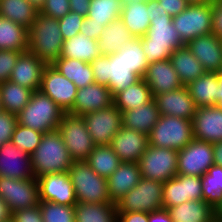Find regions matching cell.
I'll return each instance as SVG.
<instances>
[{"label": "cell", "mask_w": 222, "mask_h": 222, "mask_svg": "<svg viewBox=\"0 0 222 222\" xmlns=\"http://www.w3.org/2000/svg\"><path fill=\"white\" fill-rule=\"evenodd\" d=\"M0 50L28 51V28L0 16Z\"/></svg>", "instance_id": "35"}, {"label": "cell", "mask_w": 222, "mask_h": 222, "mask_svg": "<svg viewBox=\"0 0 222 222\" xmlns=\"http://www.w3.org/2000/svg\"><path fill=\"white\" fill-rule=\"evenodd\" d=\"M110 146L121 162H139L149 146L148 135L122 126Z\"/></svg>", "instance_id": "20"}, {"label": "cell", "mask_w": 222, "mask_h": 222, "mask_svg": "<svg viewBox=\"0 0 222 222\" xmlns=\"http://www.w3.org/2000/svg\"><path fill=\"white\" fill-rule=\"evenodd\" d=\"M85 161L99 176L105 178L111 176L122 163L110 145H95Z\"/></svg>", "instance_id": "40"}, {"label": "cell", "mask_w": 222, "mask_h": 222, "mask_svg": "<svg viewBox=\"0 0 222 222\" xmlns=\"http://www.w3.org/2000/svg\"><path fill=\"white\" fill-rule=\"evenodd\" d=\"M12 222H44L39 205L12 212Z\"/></svg>", "instance_id": "50"}, {"label": "cell", "mask_w": 222, "mask_h": 222, "mask_svg": "<svg viewBox=\"0 0 222 222\" xmlns=\"http://www.w3.org/2000/svg\"><path fill=\"white\" fill-rule=\"evenodd\" d=\"M0 197L12 212L39 205L36 178L14 179L0 176Z\"/></svg>", "instance_id": "12"}, {"label": "cell", "mask_w": 222, "mask_h": 222, "mask_svg": "<svg viewBox=\"0 0 222 222\" xmlns=\"http://www.w3.org/2000/svg\"><path fill=\"white\" fill-rule=\"evenodd\" d=\"M83 118L95 145H110L112 138L122 127V113L114 105L86 113Z\"/></svg>", "instance_id": "14"}, {"label": "cell", "mask_w": 222, "mask_h": 222, "mask_svg": "<svg viewBox=\"0 0 222 222\" xmlns=\"http://www.w3.org/2000/svg\"><path fill=\"white\" fill-rule=\"evenodd\" d=\"M178 151L149 145L139 160L141 177L161 183L177 175Z\"/></svg>", "instance_id": "11"}, {"label": "cell", "mask_w": 222, "mask_h": 222, "mask_svg": "<svg viewBox=\"0 0 222 222\" xmlns=\"http://www.w3.org/2000/svg\"><path fill=\"white\" fill-rule=\"evenodd\" d=\"M100 55L98 40L87 38L79 33L72 38L64 40L59 58H71L91 63Z\"/></svg>", "instance_id": "32"}, {"label": "cell", "mask_w": 222, "mask_h": 222, "mask_svg": "<svg viewBox=\"0 0 222 222\" xmlns=\"http://www.w3.org/2000/svg\"><path fill=\"white\" fill-rule=\"evenodd\" d=\"M47 64L30 51L22 52L12 70L10 81L34 91H39L42 74Z\"/></svg>", "instance_id": "23"}, {"label": "cell", "mask_w": 222, "mask_h": 222, "mask_svg": "<svg viewBox=\"0 0 222 222\" xmlns=\"http://www.w3.org/2000/svg\"><path fill=\"white\" fill-rule=\"evenodd\" d=\"M75 222H117L115 203H77Z\"/></svg>", "instance_id": "38"}, {"label": "cell", "mask_w": 222, "mask_h": 222, "mask_svg": "<svg viewBox=\"0 0 222 222\" xmlns=\"http://www.w3.org/2000/svg\"><path fill=\"white\" fill-rule=\"evenodd\" d=\"M0 176L14 179L34 178L31 155L11 141L0 146Z\"/></svg>", "instance_id": "18"}, {"label": "cell", "mask_w": 222, "mask_h": 222, "mask_svg": "<svg viewBox=\"0 0 222 222\" xmlns=\"http://www.w3.org/2000/svg\"><path fill=\"white\" fill-rule=\"evenodd\" d=\"M122 0H91L88 18L106 27L110 22L120 18Z\"/></svg>", "instance_id": "41"}, {"label": "cell", "mask_w": 222, "mask_h": 222, "mask_svg": "<svg viewBox=\"0 0 222 222\" xmlns=\"http://www.w3.org/2000/svg\"><path fill=\"white\" fill-rule=\"evenodd\" d=\"M42 135L43 133L41 132L17 123L11 142L21 150L31 155L39 146Z\"/></svg>", "instance_id": "45"}, {"label": "cell", "mask_w": 222, "mask_h": 222, "mask_svg": "<svg viewBox=\"0 0 222 222\" xmlns=\"http://www.w3.org/2000/svg\"><path fill=\"white\" fill-rule=\"evenodd\" d=\"M138 162H122L107 178L108 193L111 201L116 203L127 192L133 189L141 179Z\"/></svg>", "instance_id": "26"}, {"label": "cell", "mask_w": 222, "mask_h": 222, "mask_svg": "<svg viewBox=\"0 0 222 222\" xmlns=\"http://www.w3.org/2000/svg\"><path fill=\"white\" fill-rule=\"evenodd\" d=\"M44 222H75L74 206L39 200Z\"/></svg>", "instance_id": "44"}, {"label": "cell", "mask_w": 222, "mask_h": 222, "mask_svg": "<svg viewBox=\"0 0 222 222\" xmlns=\"http://www.w3.org/2000/svg\"><path fill=\"white\" fill-rule=\"evenodd\" d=\"M68 173L77 203H113L108 193L107 178L99 176L85 160L73 161Z\"/></svg>", "instance_id": "6"}, {"label": "cell", "mask_w": 222, "mask_h": 222, "mask_svg": "<svg viewBox=\"0 0 222 222\" xmlns=\"http://www.w3.org/2000/svg\"><path fill=\"white\" fill-rule=\"evenodd\" d=\"M193 138L210 144L222 141V108L199 107L192 120Z\"/></svg>", "instance_id": "19"}, {"label": "cell", "mask_w": 222, "mask_h": 222, "mask_svg": "<svg viewBox=\"0 0 222 222\" xmlns=\"http://www.w3.org/2000/svg\"><path fill=\"white\" fill-rule=\"evenodd\" d=\"M77 90L74 82L59 73L52 64L44 68L40 91L50 97L65 113L73 108Z\"/></svg>", "instance_id": "15"}, {"label": "cell", "mask_w": 222, "mask_h": 222, "mask_svg": "<svg viewBox=\"0 0 222 222\" xmlns=\"http://www.w3.org/2000/svg\"><path fill=\"white\" fill-rule=\"evenodd\" d=\"M189 4H204V3H210L214 0H187Z\"/></svg>", "instance_id": "63"}, {"label": "cell", "mask_w": 222, "mask_h": 222, "mask_svg": "<svg viewBox=\"0 0 222 222\" xmlns=\"http://www.w3.org/2000/svg\"><path fill=\"white\" fill-rule=\"evenodd\" d=\"M69 12V0H46L39 10V13L54 19L62 18Z\"/></svg>", "instance_id": "48"}, {"label": "cell", "mask_w": 222, "mask_h": 222, "mask_svg": "<svg viewBox=\"0 0 222 222\" xmlns=\"http://www.w3.org/2000/svg\"><path fill=\"white\" fill-rule=\"evenodd\" d=\"M63 42L58 19L38 12L28 29V51L51 65L60 57Z\"/></svg>", "instance_id": "3"}, {"label": "cell", "mask_w": 222, "mask_h": 222, "mask_svg": "<svg viewBox=\"0 0 222 222\" xmlns=\"http://www.w3.org/2000/svg\"><path fill=\"white\" fill-rule=\"evenodd\" d=\"M203 201L213 208L222 199V166L212 165L201 177Z\"/></svg>", "instance_id": "42"}, {"label": "cell", "mask_w": 222, "mask_h": 222, "mask_svg": "<svg viewBox=\"0 0 222 222\" xmlns=\"http://www.w3.org/2000/svg\"><path fill=\"white\" fill-rule=\"evenodd\" d=\"M153 98L150 87L143 78H140L134 84L116 93L113 96V105L121 112L129 111L148 104Z\"/></svg>", "instance_id": "33"}, {"label": "cell", "mask_w": 222, "mask_h": 222, "mask_svg": "<svg viewBox=\"0 0 222 222\" xmlns=\"http://www.w3.org/2000/svg\"><path fill=\"white\" fill-rule=\"evenodd\" d=\"M173 222H215L214 208L203 200H191L166 209Z\"/></svg>", "instance_id": "30"}, {"label": "cell", "mask_w": 222, "mask_h": 222, "mask_svg": "<svg viewBox=\"0 0 222 222\" xmlns=\"http://www.w3.org/2000/svg\"><path fill=\"white\" fill-rule=\"evenodd\" d=\"M186 87L197 108L216 106L219 92L217 72L206 71Z\"/></svg>", "instance_id": "27"}, {"label": "cell", "mask_w": 222, "mask_h": 222, "mask_svg": "<svg viewBox=\"0 0 222 222\" xmlns=\"http://www.w3.org/2000/svg\"><path fill=\"white\" fill-rule=\"evenodd\" d=\"M162 9H164L170 16L174 17L184 11L189 3L187 0H157Z\"/></svg>", "instance_id": "53"}, {"label": "cell", "mask_w": 222, "mask_h": 222, "mask_svg": "<svg viewBox=\"0 0 222 222\" xmlns=\"http://www.w3.org/2000/svg\"><path fill=\"white\" fill-rule=\"evenodd\" d=\"M91 0H69L70 11L87 16Z\"/></svg>", "instance_id": "55"}, {"label": "cell", "mask_w": 222, "mask_h": 222, "mask_svg": "<svg viewBox=\"0 0 222 222\" xmlns=\"http://www.w3.org/2000/svg\"><path fill=\"white\" fill-rule=\"evenodd\" d=\"M212 2L189 4L188 7L174 16L172 23L186 45L196 37L212 33Z\"/></svg>", "instance_id": "10"}, {"label": "cell", "mask_w": 222, "mask_h": 222, "mask_svg": "<svg viewBox=\"0 0 222 222\" xmlns=\"http://www.w3.org/2000/svg\"><path fill=\"white\" fill-rule=\"evenodd\" d=\"M186 46L207 72L222 69V39L210 33L196 37Z\"/></svg>", "instance_id": "24"}, {"label": "cell", "mask_w": 222, "mask_h": 222, "mask_svg": "<svg viewBox=\"0 0 222 222\" xmlns=\"http://www.w3.org/2000/svg\"><path fill=\"white\" fill-rule=\"evenodd\" d=\"M148 222H173L166 209L148 213Z\"/></svg>", "instance_id": "57"}, {"label": "cell", "mask_w": 222, "mask_h": 222, "mask_svg": "<svg viewBox=\"0 0 222 222\" xmlns=\"http://www.w3.org/2000/svg\"><path fill=\"white\" fill-rule=\"evenodd\" d=\"M214 221L222 222V199L221 201L214 207Z\"/></svg>", "instance_id": "61"}, {"label": "cell", "mask_w": 222, "mask_h": 222, "mask_svg": "<svg viewBox=\"0 0 222 222\" xmlns=\"http://www.w3.org/2000/svg\"><path fill=\"white\" fill-rule=\"evenodd\" d=\"M201 177L179 175L163 183V209L191 200H203Z\"/></svg>", "instance_id": "16"}, {"label": "cell", "mask_w": 222, "mask_h": 222, "mask_svg": "<svg viewBox=\"0 0 222 222\" xmlns=\"http://www.w3.org/2000/svg\"><path fill=\"white\" fill-rule=\"evenodd\" d=\"M213 157L216 165L222 166V141L212 144Z\"/></svg>", "instance_id": "59"}, {"label": "cell", "mask_w": 222, "mask_h": 222, "mask_svg": "<svg viewBox=\"0 0 222 222\" xmlns=\"http://www.w3.org/2000/svg\"><path fill=\"white\" fill-rule=\"evenodd\" d=\"M149 145L182 150L193 138L192 121L175 116L160 115L148 135Z\"/></svg>", "instance_id": "7"}, {"label": "cell", "mask_w": 222, "mask_h": 222, "mask_svg": "<svg viewBox=\"0 0 222 222\" xmlns=\"http://www.w3.org/2000/svg\"><path fill=\"white\" fill-rule=\"evenodd\" d=\"M133 39L134 36L128 31L123 21L118 18L104 28L98 39L99 50L102 55H110L119 51Z\"/></svg>", "instance_id": "34"}, {"label": "cell", "mask_w": 222, "mask_h": 222, "mask_svg": "<svg viewBox=\"0 0 222 222\" xmlns=\"http://www.w3.org/2000/svg\"><path fill=\"white\" fill-rule=\"evenodd\" d=\"M34 178L68 172L73 162L58 130L43 133L39 146L31 154Z\"/></svg>", "instance_id": "2"}, {"label": "cell", "mask_w": 222, "mask_h": 222, "mask_svg": "<svg viewBox=\"0 0 222 222\" xmlns=\"http://www.w3.org/2000/svg\"><path fill=\"white\" fill-rule=\"evenodd\" d=\"M90 64L95 83L107 86L112 96L140 79L125 62V51L101 54Z\"/></svg>", "instance_id": "4"}, {"label": "cell", "mask_w": 222, "mask_h": 222, "mask_svg": "<svg viewBox=\"0 0 222 222\" xmlns=\"http://www.w3.org/2000/svg\"><path fill=\"white\" fill-rule=\"evenodd\" d=\"M121 113L122 126L147 135H149L160 117L154 98L148 104Z\"/></svg>", "instance_id": "28"}, {"label": "cell", "mask_w": 222, "mask_h": 222, "mask_svg": "<svg viewBox=\"0 0 222 222\" xmlns=\"http://www.w3.org/2000/svg\"><path fill=\"white\" fill-rule=\"evenodd\" d=\"M111 105H113V96L109 88L92 83L77 90L73 108L68 113L83 116L89 112L106 109Z\"/></svg>", "instance_id": "21"}, {"label": "cell", "mask_w": 222, "mask_h": 222, "mask_svg": "<svg viewBox=\"0 0 222 222\" xmlns=\"http://www.w3.org/2000/svg\"><path fill=\"white\" fill-rule=\"evenodd\" d=\"M173 17H153L147 33L141 37V46L148 64L169 59L172 53L185 44L172 23Z\"/></svg>", "instance_id": "1"}, {"label": "cell", "mask_w": 222, "mask_h": 222, "mask_svg": "<svg viewBox=\"0 0 222 222\" xmlns=\"http://www.w3.org/2000/svg\"><path fill=\"white\" fill-rule=\"evenodd\" d=\"M143 80L150 87L153 97L183 87L169 59L149 64Z\"/></svg>", "instance_id": "25"}, {"label": "cell", "mask_w": 222, "mask_h": 222, "mask_svg": "<svg viewBox=\"0 0 222 222\" xmlns=\"http://www.w3.org/2000/svg\"><path fill=\"white\" fill-rule=\"evenodd\" d=\"M21 51L0 50V84L10 79Z\"/></svg>", "instance_id": "47"}, {"label": "cell", "mask_w": 222, "mask_h": 222, "mask_svg": "<svg viewBox=\"0 0 222 222\" xmlns=\"http://www.w3.org/2000/svg\"><path fill=\"white\" fill-rule=\"evenodd\" d=\"M160 115L193 120L196 105L186 86L154 96Z\"/></svg>", "instance_id": "22"}, {"label": "cell", "mask_w": 222, "mask_h": 222, "mask_svg": "<svg viewBox=\"0 0 222 222\" xmlns=\"http://www.w3.org/2000/svg\"><path fill=\"white\" fill-rule=\"evenodd\" d=\"M147 7H149L148 15L150 21L153 17L169 15L164 9H162L161 4L157 0H147Z\"/></svg>", "instance_id": "56"}, {"label": "cell", "mask_w": 222, "mask_h": 222, "mask_svg": "<svg viewBox=\"0 0 222 222\" xmlns=\"http://www.w3.org/2000/svg\"><path fill=\"white\" fill-rule=\"evenodd\" d=\"M163 183L141 178L116 204L117 212H155L163 209Z\"/></svg>", "instance_id": "8"}, {"label": "cell", "mask_w": 222, "mask_h": 222, "mask_svg": "<svg viewBox=\"0 0 222 222\" xmlns=\"http://www.w3.org/2000/svg\"><path fill=\"white\" fill-rule=\"evenodd\" d=\"M84 18V16L70 11L64 17L58 19L63 40L72 38L80 33Z\"/></svg>", "instance_id": "46"}, {"label": "cell", "mask_w": 222, "mask_h": 222, "mask_svg": "<svg viewBox=\"0 0 222 222\" xmlns=\"http://www.w3.org/2000/svg\"><path fill=\"white\" fill-rule=\"evenodd\" d=\"M73 161L86 160L95 147L83 116L65 113L57 128Z\"/></svg>", "instance_id": "9"}, {"label": "cell", "mask_w": 222, "mask_h": 222, "mask_svg": "<svg viewBox=\"0 0 222 222\" xmlns=\"http://www.w3.org/2000/svg\"><path fill=\"white\" fill-rule=\"evenodd\" d=\"M117 222H148V213L117 212Z\"/></svg>", "instance_id": "54"}, {"label": "cell", "mask_w": 222, "mask_h": 222, "mask_svg": "<svg viewBox=\"0 0 222 222\" xmlns=\"http://www.w3.org/2000/svg\"><path fill=\"white\" fill-rule=\"evenodd\" d=\"M39 200L75 206L77 199L68 172L47 174L37 178Z\"/></svg>", "instance_id": "17"}, {"label": "cell", "mask_w": 222, "mask_h": 222, "mask_svg": "<svg viewBox=\"0 0 222 222\" xmlns=\"http://www.w3.org/2000/svg\"><path fill=\"white\" fill-rule=\"evenodd\" d=\"M104 28L101 23L93 22V19L85 17L80 28V33L87 38L98 40Z\"/></svg>", "instance_id": "51"}, {"label": "cell", "mask_w": 222, "mask_h": 222, "mask_svg": "<svg viewBox=\"0 0 222 222\" xmlns=\"http://www.w3.org/2000/svg\"><path fill=\"white\" fill-rule=\"evenodd\" d=\"M212 34L222 39V0L212 2Z\"/></svg>", "instance_id": "52"}, {"label": "cell", "mask_w": 222, "mask_h": 222, "mask_svg": "<svg viewBox=\"0 0 222 222\" xmlns=\"http://www.w3.org/2000/svg\"><path fill=\"white\" fill-rule=\"evenodd\" d=\"M2 99H1V92H0V112L3 111Z\"/></svg>", "instance_id": "65"}, {"label": "cell", "mask_w": 222, "mask_h": 222, "mask_svg": "<svg viewBox=\"0 0 222 222\" xmlns=\"http://www.w3.org/2000/svg\"><path fill=\"white\" fill-rule=\"evenodd\" d=\"M38 10L44 5L46 0H28Z\"/></svg>", "instance_id": "62"}, {"label": "cell", "mask_w": 222, "mask_h": 222, "mask_svg": "<svg viewBox=\"0 0 222 222\" xmlns=\"http://www.w3.org/2000/svg\"><path fill=\"white\" fill-rule=\"evenodd\" d=\"M12 211L8 207V204L0 197V222L10 221Z\"/></svg>", "instance_id": "58"}, {"label": "cell", "mask_w": 222, "mask_h": 222, "mask_svg": "<svg viewBox=\"0 0 222 222\" xmlns=\"http://www.w3.org/2000/svg\"><path fill=\"white\" fill-rule=\"evenodd\" d=\"M4 111L18 115L28 104L33 91L10 80L0 84Z\"/></svg>", "instance_id": "39"}, {"label": "cell", "mask_w": 222, "mask_h": 222, "mask_svg": "<svg viewBox=\"0 0 222 222\" xmlns=\"http://www.w3.org/2000/svg\"><path fill=\"white\" fill-rule=\"evenodd\" d=\"M52 65L64 77L74 82L78 89L95 83L90 63L71 58H58Z\"/></svg>", "instance_id": "36"}, {"label": "cell", "mask_w": 222, "mask_h": 222, "mask_svg": "<svg viewBox=\"0 0 222 222\" xmlns=\"http://www.w3.org/2000/svg\"><path fill=\"white\" fill-rule=\"evenodd\" d=\"M39 10L28 0H0V16L30 28Z\"/></svg>", "instance_id": "37"}, {"label": "cell", "mask_w": 222, "mask_h": 222, "mask_svg": "<svg viewBox=\"0 0 222 222\" xmlns=\"http://www.w3.org/2000/svg\"><path fill=\"white\" fill-rule=\"evenodd\" d=\"M17 123V115L4 110L0 112V146L11 141Z\"/></svg>", "instance_id": "49"}, {"label": "cell", "mask_w": 222, "mask_h": 222, "mask_svg": "<svg viewBox=\"0 0 222 222\" xmlns=\"http://www.w3.org/2000/svg\"><path fill=\"white\" fill-rule=\"evenodd\" d=\"M65 111L40 90L34 91L28 104L17 115L22 126L46 133L56 130Z\"/></svg>", "instance_id": "5"}, {"label": "cell", "mask_w": 222, "mask_h": 222, "mask_svg": "<svg viewBox=\"0 0 222 222\" xmlns=\"http://www.w3.org/2000/svg\"><path fill=\"white\" fill-rule=\"evenodd\" d=\"M169 60L183 86H187L206 72L203 65L194 57L186 45L176 49Z\"/></svg>", "instance_id": "31"}, {"label": "cell", "mask_w": 222, "mask_h": 222, "mask_svg": "<svg viewBox=\"0 0 222 222\" xmlns=\"http://www.w3.org/2000/svg\"><path fill=\"white\" fill-rule=\"evenodd\" d=\"M148 13L147 1L123 3L120 19L134 38H141L147 33L150 27Z\"/></svg>", "instance_id": "29"}, {"label": "cell", "mask_w": 222, "mask_h": 222, "mask_svg": "<svg viewBox=\"0 0 222 222\" xmlns=\"http://www.w3.org/2000/svg\"><path fill=\"white\" fill-rule=\"evenodd\" d=\"M214 164L212 144L193 139L178 151L177 174L202 177Z\"/></svg>", "instance_id": "13"}, {"label": "cell", "mask_w": 222, "mask_h": 222, "mask_svg": "<svg viewBox=\"0 0 222 222\" xmlns=\"http://www.w3.org/2000/svg\"><path fill=\"white\" fill-rule=\"evenodd\" d=\"M218 80H219V92H218V102L216 106L218 108H222V69L217 72Z\"/></svg>", "instance_id": "60"}, {"label": "cell", "mask_w": 222, "mask_h": 222, "mask_svg": "<svg viewBox=\"0 0 222 222\" xmlns=\"http://www.w3.org/2000/svg\"><path fill=\"white\" fill-rule=\"evenodd\" d=\"M134 1H147V0H122L123 3L134 2Z\"/></svg>", "instance_id": "64"}, {"label": "cell", "mask_w": 222, "mask_h": 222, "mask_svg": "<svg viewBox=\"0 0 222 222\" xmlns=\"http://www.w3.org/2000/svg\"><path fill=\"white\" fill-rule=\"evenodd\" d=\"M119 51H125V62L130 70L143 78L149 64L141 46V38H134Z\"/></svg>", "instance_id": "43"}]
</instances>
